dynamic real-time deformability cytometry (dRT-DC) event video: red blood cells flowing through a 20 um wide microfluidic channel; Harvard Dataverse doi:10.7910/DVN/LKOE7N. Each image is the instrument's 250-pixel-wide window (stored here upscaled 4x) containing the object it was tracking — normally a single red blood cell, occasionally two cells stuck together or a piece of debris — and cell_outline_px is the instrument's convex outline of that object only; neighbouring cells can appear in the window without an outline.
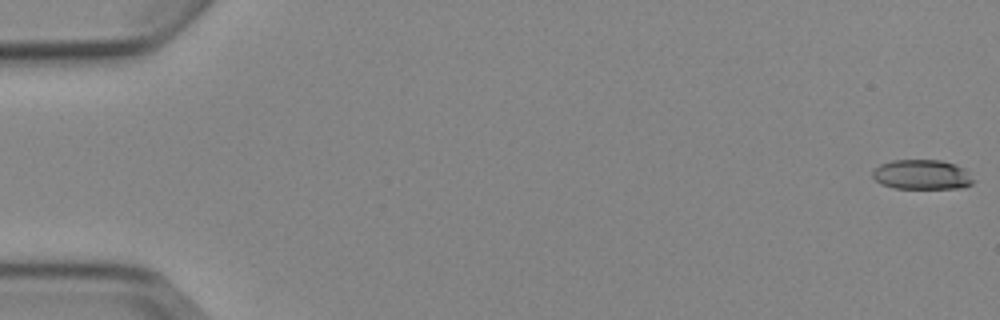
{"species": "Egyptian fruit bat (a non-hibernating species)", "species_latin": "Rousettus aegyptiacus", "temperature_condition": "cold", "stored_images_in_passage": 5, "camera_frame_rate_fps": 3000, "um_per_image_px": 0.085, "animal": {"sex": "female"}, "frame": {"image": 1, "passage_image": 1, "time_ms": 0.0, "image_size_px": [1000, 320], "cell_outline_px": [[976, 180], [972, 184], [964, 188], [892, 188], [880, 184], [872, 176], [872, 172], [880, 164], [892, 160], [940, 160], [956, 164], [964, 168]], "centroid_in_image_um": [78.39, 14.84], "position_along_channel_um": 6.6, "area_um2": 17.69}}
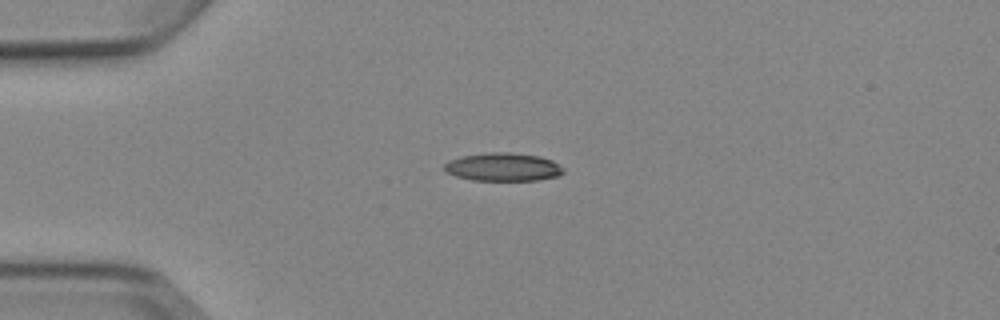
{"frame": {"image": 2, "passage_image": 4, "time_ms": 4.333, "image_size_px": [1000, 320], "cell_outline_px": [[564, 172], [556, 176], [536, 180], [472, 180], [456, 176], [444, 172], [444, 164], [448, 160], [460, 156], [488, 152], [508, 152], [540, 156], [552, 160], [564, 168]], "centroid_in_image_um": [42.72, 14.18], "position_along_channel_um": 42.3, "area_um2": 19.65}}